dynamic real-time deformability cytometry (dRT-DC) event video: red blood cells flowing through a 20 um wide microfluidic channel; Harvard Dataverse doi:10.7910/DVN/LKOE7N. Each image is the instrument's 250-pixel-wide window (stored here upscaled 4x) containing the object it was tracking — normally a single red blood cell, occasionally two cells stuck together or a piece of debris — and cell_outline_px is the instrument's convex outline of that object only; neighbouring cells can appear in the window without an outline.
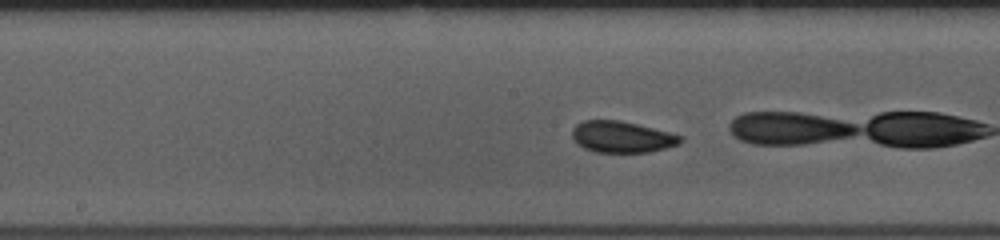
{"species": "common noctule bat (a hibernating species)", "species_latin": "Nyctalus noctula", "temperature_condition": "room temperature", "stored_images_in_passage": 27, "camera_frame_rate_fps": 3000, "um_per_image_px": 0.085, "animal": {"sex": "female", "body_mass_g": 10.0, "forearm_length_mm": 53.1}, "frame": {"image": 1, "passage_image": 16, "time_ms": 5.0, "image_size_px": [1000, 240], "cell_outline_px": [[684, 140], [680, 144], [648, 152], [592, 152], [576, 144], [572, 136], [572, 128], [576, 124], [584, 120], [620, 120], [684, 136]], "centroid_in_image_um": [52.84, 11.64], "position_along_channel_um": 195.4, "area_um2": 19.88}}